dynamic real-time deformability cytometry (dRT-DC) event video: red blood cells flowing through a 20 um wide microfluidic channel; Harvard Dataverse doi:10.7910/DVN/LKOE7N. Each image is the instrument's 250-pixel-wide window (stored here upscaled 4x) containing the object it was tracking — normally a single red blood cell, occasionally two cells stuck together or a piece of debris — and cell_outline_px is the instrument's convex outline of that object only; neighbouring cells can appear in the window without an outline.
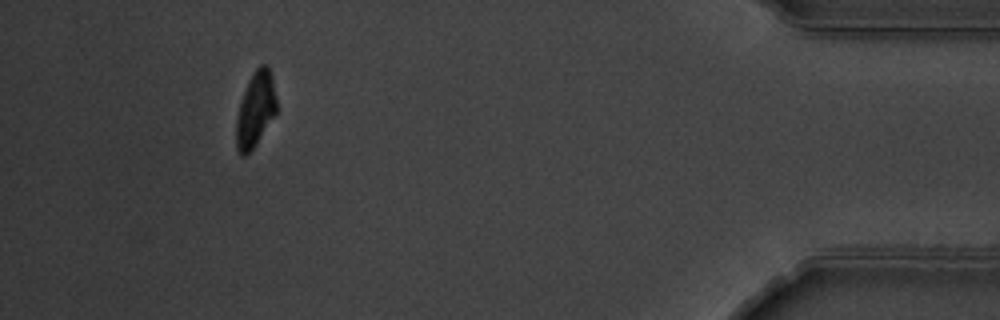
{"species": "common noctule bat (a hibernating species)", "species_latin": "Nyctalus noctula", "temperature_condition": "warm", "stored_images_in_passage": 14, "camera_frame_rate_fps": 3000, "um_per_image_px": 0.085, "animal": {"sex": "male", "body_mass_g": 19.5, "forearm_length_mm": 54.6}, "frame": {"image": 1, "passage_image": 14, "time_ms": 4.333, "image_size_px": [1000, 320], "cell_outline_px": [[276, 112], [256, 144], [244, 156], [240, 156], [236, 148], [236, 120], [240, 104], [248, 80], [252, 72], [260, 64], [268, 64], [272, 76], [276, 100]], "centroid_in_image_um": [21.71, 9.27], "position_along_channel_um": 413.5, "area_um2": 17.46}}